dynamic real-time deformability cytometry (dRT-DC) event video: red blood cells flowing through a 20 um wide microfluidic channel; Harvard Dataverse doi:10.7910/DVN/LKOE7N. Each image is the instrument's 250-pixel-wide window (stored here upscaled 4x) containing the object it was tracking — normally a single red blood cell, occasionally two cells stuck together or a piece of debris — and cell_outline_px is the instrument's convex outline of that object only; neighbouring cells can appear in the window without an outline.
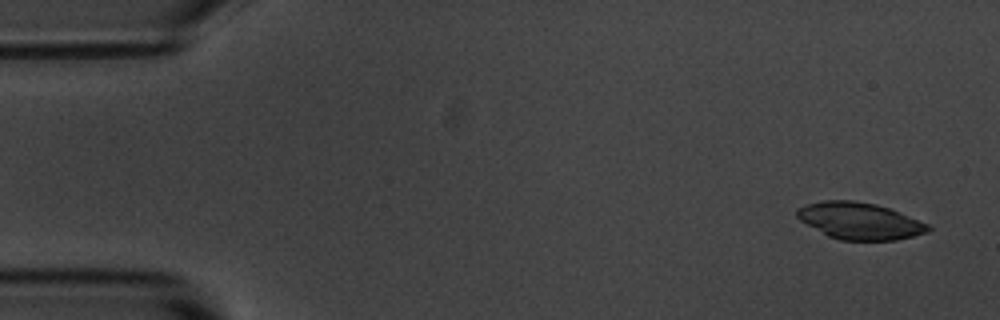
{"species": "common noctule bat (a hibernating species)", "species_latin": "Nyctalus noctula", "temperature_condition": "room temperature", "stored_images_in_passage": 10, "camera_frame_rate_fps": 3000, "um_per_image_px": 0.085, "animal": {"sex": "male", "body_mass_g": 20.1, "forearm_length_mm": 53.5}, "frame": {"image": 1, "passage_image": 1, "time_ms": 0.0, "image_size_px": [1000, 320], "cell_outline_px": [[932, 228], [928, 232], [896, 240], [840, 240], [828, 236], [800, 220], [796, 216], [796, 208], [804, 204], [824, 200], [852, 200], [876, 204], [892, 208], [928, 224]], "centroid_in_image_um": [73.07, 18.76], "position_along_channel_um": 11.9, "area_um2": 28.26}}
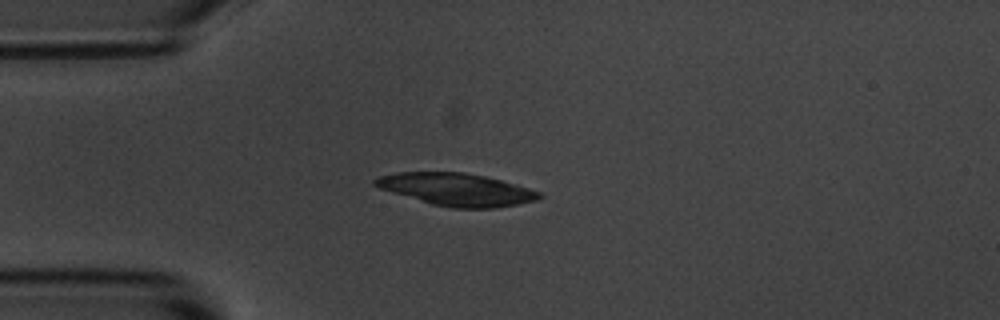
{"frame": {"image": 2, "passage_image": 4, "time_ms": 3.667, "image_size_px": [1000, 320], "cell_outline_px": [[544, 196], [536, 200], [496, 208], [452, 208], [432, 204], [392, 192], [380, 188], [372, 184], [372, 180], [376, 176], [396, 172], [464, 172], [484, 176], [500, 180], [528, 188], [540, 192]], "centroid_in_image_um": [38.76, 16.1], "position_along_channel_um": 46.2, "area_um2": 30.92}}